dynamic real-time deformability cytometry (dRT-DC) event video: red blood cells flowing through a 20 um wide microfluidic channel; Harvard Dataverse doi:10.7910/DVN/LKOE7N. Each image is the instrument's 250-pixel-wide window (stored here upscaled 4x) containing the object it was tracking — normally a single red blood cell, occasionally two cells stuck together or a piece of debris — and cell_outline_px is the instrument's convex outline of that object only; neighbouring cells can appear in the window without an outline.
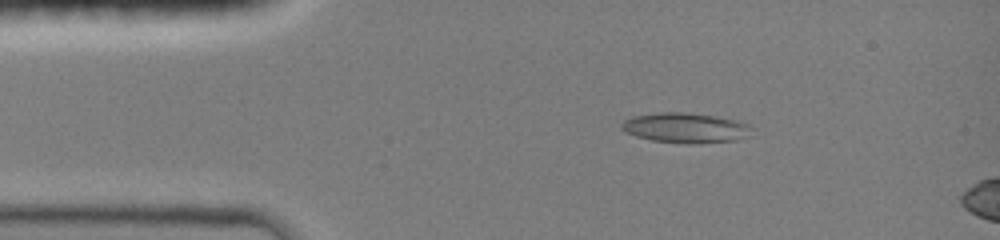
{"species": "common noctule bat (a hibernating species)", "species_latin": "Nyctalus noctula", "temperature_condition": "room temperature", "stored_images_in_passage": 4, "camera_frame_rate_fps": 3000, "um_per_image_px": 0.085, "animal": {"sex": "female", "body_mass_g": 19.0, "forearm_length_mm": 51.5}, "frame": {"image": 1, "passage_image": 2, "time_ms": 0.667, "image_size_px": [1000, 240], "cell_outline_px": [[752, 128], [736, 140], [688, 144], [652, 140], [636, 136], [620, 128], [620, 124], [624, 120], [632, 116], [660, 112], [688, 112], [716, 116], [736, 120], [752, 124]], "centroid_in_image_um": [58.22, 10.85], "position_along_channel_um": 26.8, "area_um2": 22.6}}